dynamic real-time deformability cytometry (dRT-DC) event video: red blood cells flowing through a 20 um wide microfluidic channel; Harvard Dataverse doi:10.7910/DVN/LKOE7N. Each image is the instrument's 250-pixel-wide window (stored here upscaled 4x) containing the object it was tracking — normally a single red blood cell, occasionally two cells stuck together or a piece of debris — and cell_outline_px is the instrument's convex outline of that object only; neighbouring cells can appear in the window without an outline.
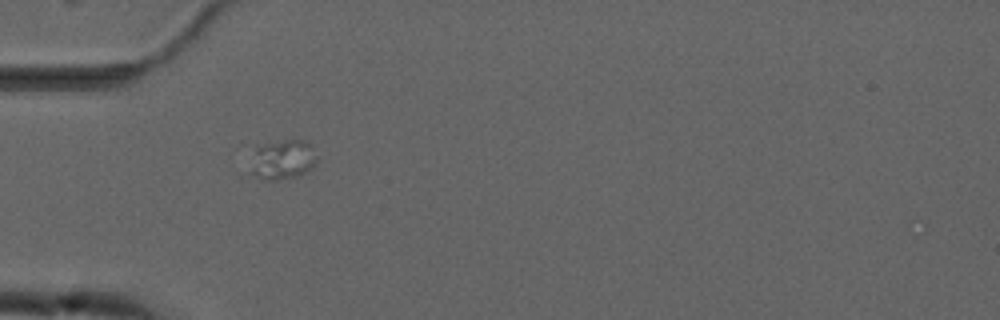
{"species": "common noctule bat (a hibernating species)", "species_latin": "Nyctalus noctula", "temperature_condition": "cold", "stored_images_in_passage": 2, "camera_frame_rate_fps": 3000, "um_per_image_px": 0.085, "animal": {"sex": "male", "forearm_length_mm": 52.5}, "frame": {"image": 1, "passage_image": 1, "time_ms": 0.0, "image_size_px": [1000, 320], "cell_outline_px": [[316, 160], [304, 172], [296, 176], [276, 180], [240, 180], [240, 176], [256, 148], [268, 144], [284, 140], [304, 140], [312, 144], [316, 156]], "centroid_in_image_um": [23.76, 13.66], "position_along_channel_um": 61.2, "area_um2": 16.42}}
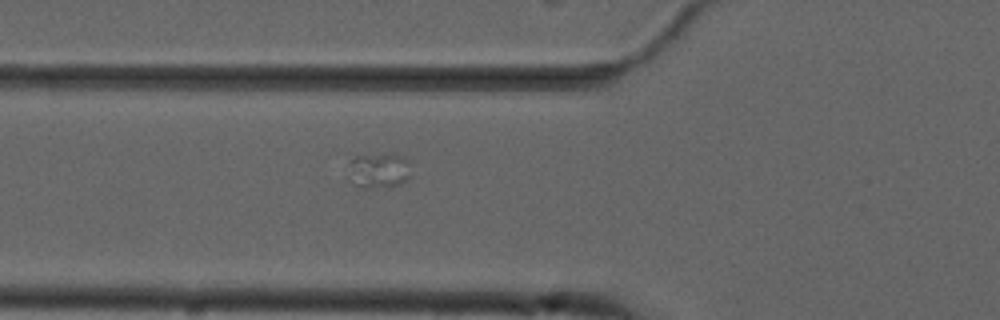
{"frame": {"image": 2, "passage_image": 2, "time_ms": 1.0, "image_size_px": [1000, 320], "cell_outline_px": [[408, 180], [400, 184], [372, 188], [360, 188], [356, 184], [348, 164], [356, 156], [392, 152], [408, 160]], "centroid_in_image_um": [32.23, 14.46], "position_along_channel_um": 93.6, "area_um2": 12.54}}